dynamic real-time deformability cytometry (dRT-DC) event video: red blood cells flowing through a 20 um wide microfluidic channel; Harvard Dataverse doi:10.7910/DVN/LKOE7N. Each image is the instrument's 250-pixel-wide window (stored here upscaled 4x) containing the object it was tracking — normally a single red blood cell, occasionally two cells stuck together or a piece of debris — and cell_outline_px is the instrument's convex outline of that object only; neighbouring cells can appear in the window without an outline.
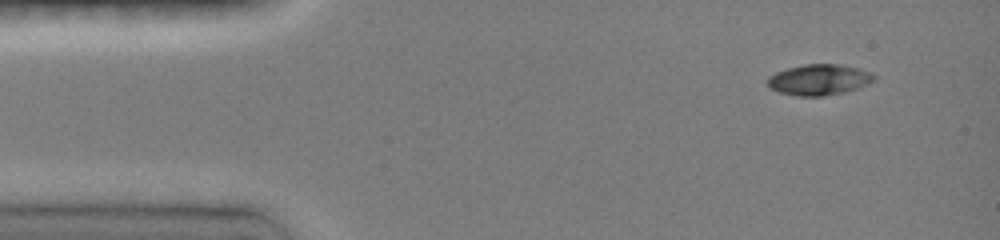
{"species": "common noctule bat (a hibernating species)", "species_latin": "Nyctalus noctula", "temperature_condition": "room temperature", "stored_images_in_passage": 4, "camera_frame_rate_fps": 3000, "um_per_image_px": 0.085, "animal": {"sex": "female", "body_mass_g": 19.0, "forearm_length_mm": 51.5}, "frame": {"image": 1, "passage_image": 1, "time_ms": 0.0, "image_size_px": [1000, 240], "cell_outline_px": [[876, 80], [856, 88], [844, 92], [824, 96], [796, 96], [780, 92], [772, 88], [768, 84], [768, 76], [776, 72], [788, 68], [804, 64], [840, 64], [860, 68], [876, 76]], "centroid_in_image_um": [69.63, 6.77], "position_along_channel_um": 15.4, "area_um2": 19.02}}
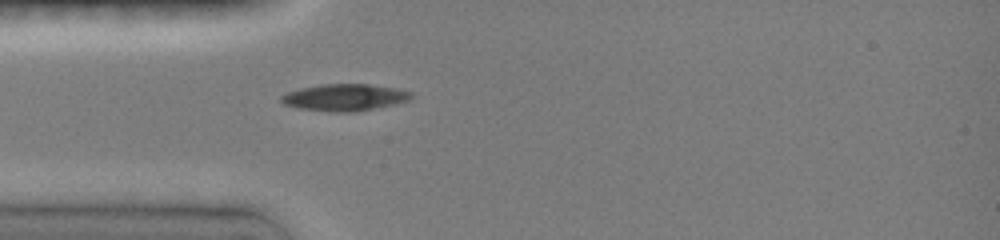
{"frame": {"image": 2, "passage_image": 4, "time_ms": 3.0, "image_size_px": [1000, 240], "cell_outline_px": [[412, 96], [408, 100], [392, 104], [352, 112], [332, 112], [296, 108], [284, 104], [280, 100], [280, 96], [288, 92], [300, 88], [320, 84], [368, 84], [396, 88], [412, 92]], "centroid_in_image_um": [29.24, 8.27], "position_along_channel_um": 55.8, "area_um2": 20.17}}